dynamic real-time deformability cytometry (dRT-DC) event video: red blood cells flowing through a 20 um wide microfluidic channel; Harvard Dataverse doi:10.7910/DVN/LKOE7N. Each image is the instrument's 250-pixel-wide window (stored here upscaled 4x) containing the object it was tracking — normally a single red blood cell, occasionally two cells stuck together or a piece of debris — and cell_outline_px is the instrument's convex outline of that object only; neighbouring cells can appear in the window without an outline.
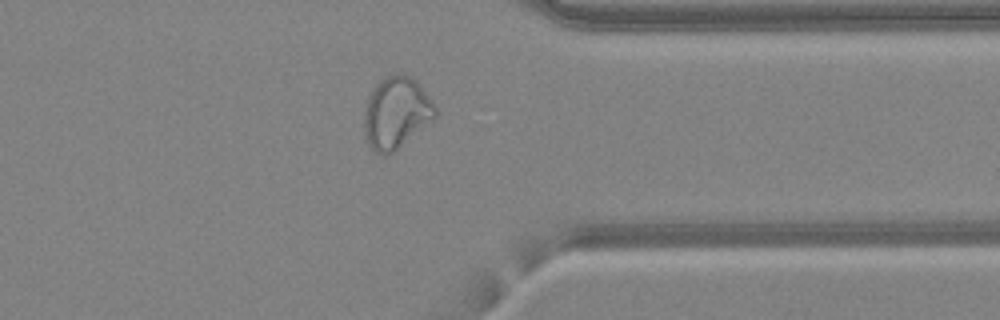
{"species": "common noctule bat (a hibernating species)", "species_latin": "Nyctalus noctula", "temperature_condition": "warm", "stored_images_in_passage": 32, "camera_frame_rate_fps": 3000, "um_per_image_px": 0.085, "animal": {"sex": "female", "body_mass_g": 24.6, "forearm_length_mm": 56.2}, "frame": {"image": 1, "passage_image": 28, "time_ms": 9.0, "image_size_px": [1000, 320], "cell_outline_px": [[436, 116], [432, 120], [388, 156], [384, 156], [376, 152], [368, 144], [364, 132], [364, 108], [368, 96], [372, 88], [380, 80], [396, 72], [404, 72], [416, 80], [432, 100], [436, 108]], "centroid_in_image_um": [33.66, 9.56], "position_along_channel_um": 377.7, "area_um2": 29.82}, "authors_computed_cell_mechanics": {"area_um2": 24.854, "velocity_mm_per_s": 4.2711, "shape_relaxation_time_tau1_ms": null, "shape_relaxation_time_tau2_ms": 0.9363, "deformation_change_tau1": null, "deformation_change_tau2": 0.0768}}